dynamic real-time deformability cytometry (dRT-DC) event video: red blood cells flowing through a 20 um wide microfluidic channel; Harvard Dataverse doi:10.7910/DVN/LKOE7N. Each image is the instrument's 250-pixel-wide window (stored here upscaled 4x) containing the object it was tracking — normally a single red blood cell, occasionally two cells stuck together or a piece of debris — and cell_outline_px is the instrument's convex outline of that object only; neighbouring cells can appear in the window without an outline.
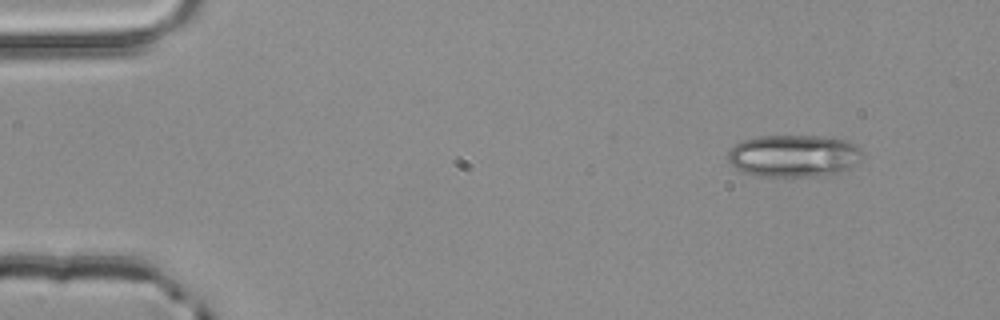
{"species": "common noctule bat (a hibernating species)", "species_latin": "Nyctalus noctula", "temperature_condition": "room temperature", "stored_images_in_passage": 3, "camera_frame_rate_fps": 3000, "um_per_image_px": 0.085, "animal": {"sex": "male", "body_mass_g": 20.4}, "frame": {"image": 1, "passage_image": 1, "time_ms": 0.0, "image_size_px": [1000, 320], "cell_outline_px": [[864, 152], [860, 160], [848, 168], [840, 172], [820, 176], [756, 176], [740, 172], [728, 160], [728, 152], [736, 144], [744, 140], [760, 136], [824, 136], [848, 140], [860, 148]], "centroid_in_image_um": [67.49, 13.25], "position_along_channel_um": 17.5, "area_um2": 33.23}}